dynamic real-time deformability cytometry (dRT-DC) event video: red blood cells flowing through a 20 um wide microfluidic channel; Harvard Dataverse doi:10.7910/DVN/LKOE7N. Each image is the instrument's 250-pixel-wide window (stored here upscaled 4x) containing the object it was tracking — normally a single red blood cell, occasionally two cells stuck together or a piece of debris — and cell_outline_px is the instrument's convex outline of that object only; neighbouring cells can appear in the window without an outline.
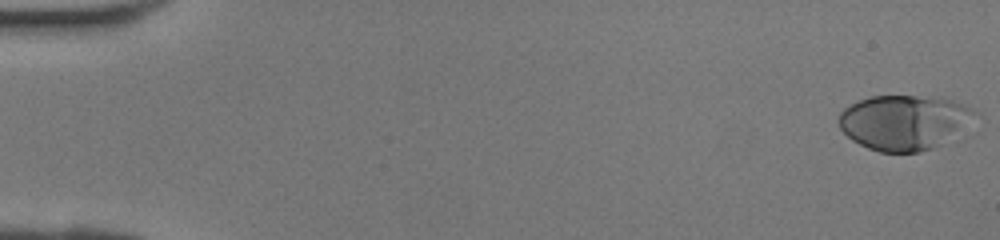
{"species": "human", "species_latin": "Homo sapiens", "temperature_condition": "room temperature", "stored_images_in_passage": 42, "camera_frame_rate_fps": 3000, "um_per_image_px": 0.085, "donor": {"sex": "female"}, "frame": {"image": 1, "passage_image": 1, "time_ms": 0.0, "image_size_px": [1000, 240], "cell_outline_px": [[972, 112], [968, 136], [960, 140], [920, 152], [880, 152], [868, 148], [852, 140], [840, 128], [836, 120], [840, 112], [844, 108], [860, 100], [872, 96], [916, 96], [952, 100], [964, 104], [972, 108]], "centroid_in_image_um": [76.94, 10.44], "position_along_channel_um": 8.1, "area_um2": 44.51}}
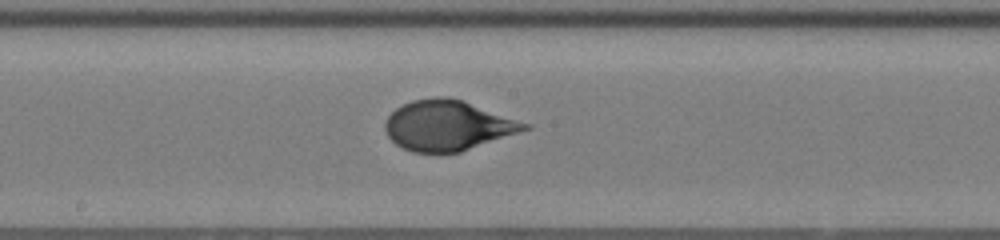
{"frame": {"image": 2, "passage_image": 23, "time_ms": 7.333, "image_size_px": [1000, 240], "cell_outline_px": [[532, 128], [460, 152], [412, 152], [396, 144], [388, 136], [384, 128], [384, 124], [388, 116], [396, 108], [412, 100], [436, 96], [444, 96], [460, 100], [532, 124]], "centroid_in_image_um": [38.06, 10.66], "position_along_channel_um": 210.1, "area_um2": 40.46}}
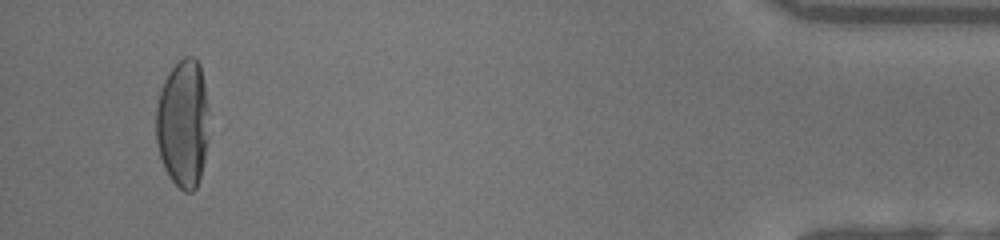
{"frame": {"image": 3, "passage_image": 40, "time_ms": 13.0, "image_size_px": [1000, 240], "cell_outline_px": [[208, 140], [204, 160], [200, 176], [196, 188], [192, 192], [184, 192], [168, 176], [164, 168], [156, 144], [156, 108], [160, 92], [164, 80], [168, 72], [184, 56], [196, 56], [200, 64], [204, 84], [208, 108]], "centroid_in_image_um": [15.56, 10.49], "position_along_channel_um": 419.6, "area_um2": 39.82}}